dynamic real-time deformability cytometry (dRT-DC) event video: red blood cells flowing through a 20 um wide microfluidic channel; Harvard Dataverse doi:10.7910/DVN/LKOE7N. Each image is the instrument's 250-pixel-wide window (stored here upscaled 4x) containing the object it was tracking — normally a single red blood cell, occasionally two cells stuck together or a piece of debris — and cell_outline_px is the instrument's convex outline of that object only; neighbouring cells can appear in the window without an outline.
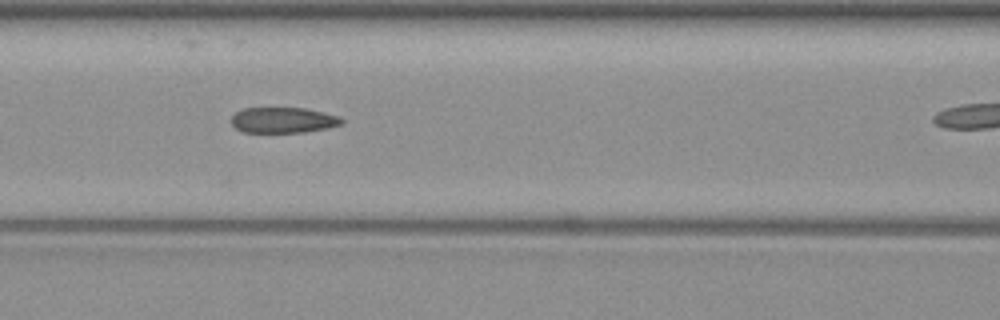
{"species": "common noctule bat (a hibernating species)", "species_latin": "Nyctalus noctula", "temperature_condition": "warm", "stored_images_in_passage": 11, "camera_frame_rate_fps": 3000, "um_per_image_px": 0.085, "animal": {"sex": "female", "body_mass_g": 19.3, "forearm_length_mm": 54.1}, "frame": {"image": 1, "passage_image": 7, "time_ms": 2.0, "image_size_px": [1000, 320], "cell_outline_px": [[344, 124], [328, 128], [304, 132], [244, 132], [236, 128], [232, 124], [232, 116], [236, 112], [244, 108], [304, 108], [340, 116], [344, 120]], "centroid_in_image_um": [24.11, 10.21], "position_along_channel_um": 142.5, "area_um2": 16.47}}
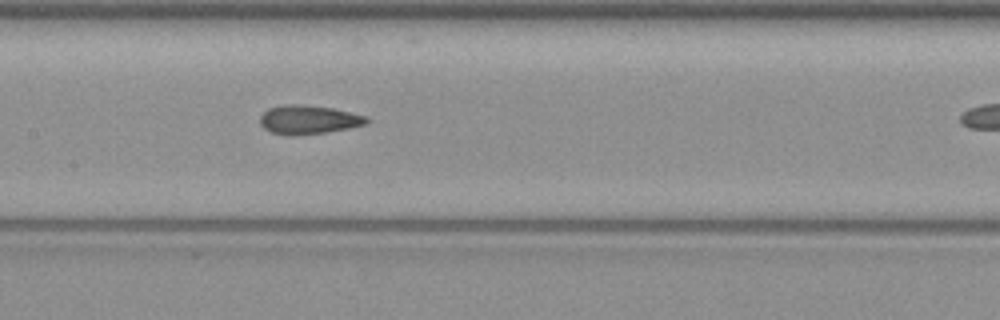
{"frame": {"image": 2, "passage_image": 10, "time_ms": 3.0, "image_size_px": [1000, 320], "cell_outline_px": [[368, 124], [348, 128], [324, 132], [296, 136], [288, 136], [272, 132], [264, 128], [260, 124], [260, 116], [268, 108], [288, 104], [300, 104], [332, 108], [368, 116]], "centroid_in_image_um": [26.22, 10.17], "position_along_channel_um": 181.2, "area_um2": 17.92}}